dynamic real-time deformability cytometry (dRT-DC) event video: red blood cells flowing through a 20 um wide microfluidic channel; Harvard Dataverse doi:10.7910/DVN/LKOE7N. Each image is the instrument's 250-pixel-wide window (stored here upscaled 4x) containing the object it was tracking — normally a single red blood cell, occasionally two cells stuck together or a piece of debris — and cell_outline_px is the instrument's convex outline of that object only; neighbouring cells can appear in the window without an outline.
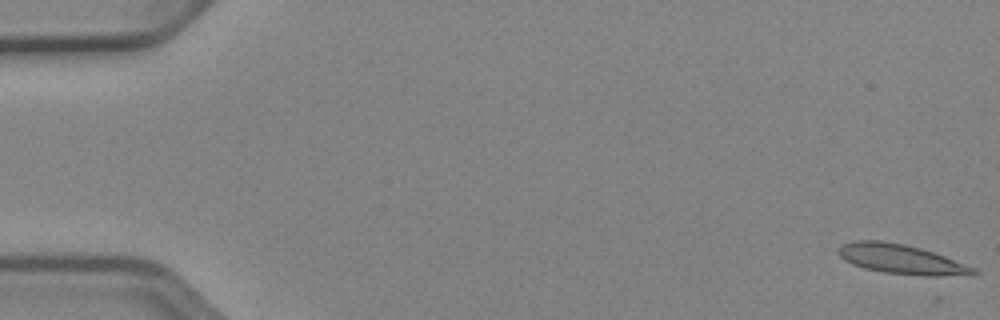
{"species": "Egyptian fruit bat (a non-hibernating species)", "species_latin": "Rousettus aegyptiacus", "temperature_condition": "cold", "stored_images_in_passage": 52, "camera_frame_rate_fps": 3000, "um_per_image_px": 0.085, "animal": {"sex": "female"}, "frame": {"image": 1, "passage_image": 1, "time_ms": 0.0, "image_size_px": [1000, 320], "cell_outline_px": [[980, 272], [976, 276], [924, 276], [884, 272], [864, 268], [852, 264], [844, 260], [836, 252], [844, 244], [852, 240], [880, 240], [904, 244], [920, 248], [944, 256], [976, 268]], "centroid_in_image_um": [76.67, 22.05], "position_along_channel_um": 8.3, "area_um2": 23.47}}
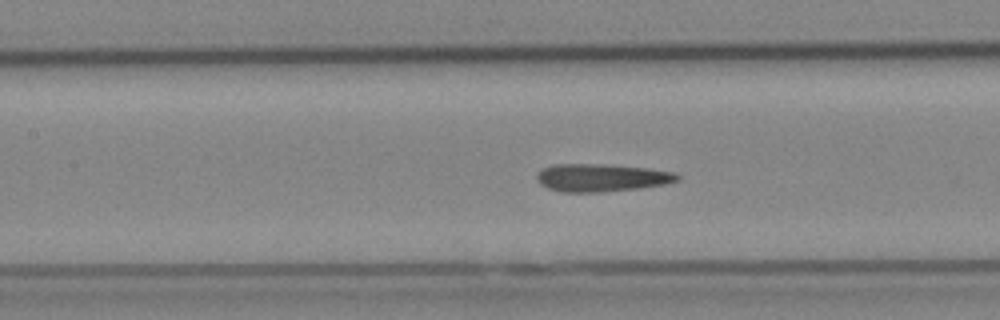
{"frame": {"image": 2, "passage_image": 24, "time_ms": 7.667, "image_size_px": [1000, 320], "cell_outline_px": [[680, 180], [664, 184], [640, 188], [600, 192], [564, 192], [548, 188], [540, 184], [536, 180], [536, 176], [544, 168], [552, 164], [604, 164], [648, 168], [676, 172], [680, 176]], "centroid_in_image_um": [51.15, 15.1], "position_along_channel_um": 156.3, "area_um2": 22.77}}
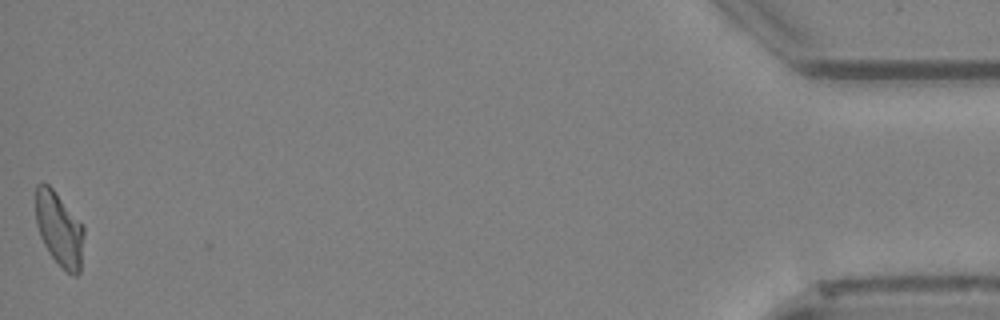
{"frame": {"image": 3, "passage_image": 52, "time_ms": 17.0, "image_size_px": [1000, 320], "cell_outline_px": [[84, 236], [80, 272], [76, 276], [72, 276], [48, 252], [40, 236], [36, 224], [36, 184], [48, 184], [52, 188], [84, 228]], "centroid_in_image_um": [5.03, 19.5], "position_along_channel_um": 430.2, "area_um2": 20.35}, "authors_computed_cell_mechanics": {"area_um2": 22.1952, "velocity_mm_per_s": 3.935, "shape_relaxation_time_tau1_ms": null, "shape_relaxation_time_tau2_ms": 4.411, "deformation_change_tau1": null, "deformation_change_tau2": 0.1631}}